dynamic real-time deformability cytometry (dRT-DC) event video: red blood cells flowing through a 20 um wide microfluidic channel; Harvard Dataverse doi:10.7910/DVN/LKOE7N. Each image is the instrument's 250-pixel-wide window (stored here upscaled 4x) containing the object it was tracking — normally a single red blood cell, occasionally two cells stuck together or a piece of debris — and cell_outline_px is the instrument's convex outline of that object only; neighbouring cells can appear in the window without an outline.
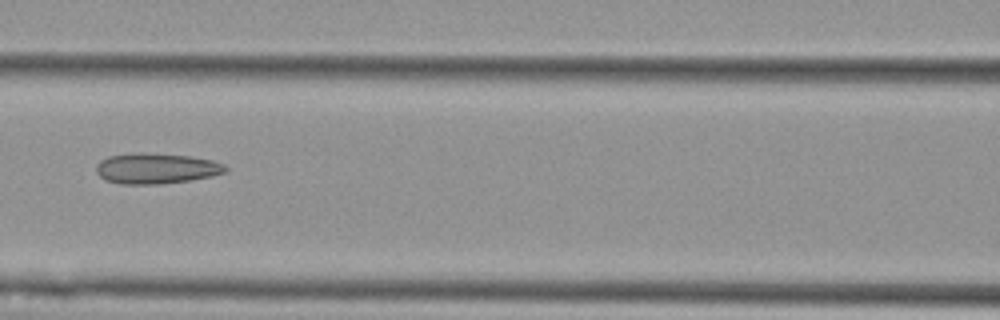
{"species": "Egyptian fruit bat (a non-hibernating species)", "species_latin": "Rousettus aegyptiacus", "temperature_condition": "cold", "stored_images_in_passage": 5, "camera_frame_rate_fps": 3000, "um_per_image_px": 0.085, "animal": {"sex": "female"}, "frame": {"image": 1, "passage_image": 3, "time_ms": 2.333, "image_size_px": [1000, 320], "cell_outline_px": [[228, 172], [212, 176], [188, 180], [160, 184], [120, 184], [104, 180], [96, 172], [96, 164], [100, 160], [108, 156], [136, 152], [140, 152], [188, 156], [212, 160], [224, 164], [228, 168]], "centroid_in_image_um": [13.26, 14.31], "position_along_channel_um": 153.3, "area_um2": 23.18}}
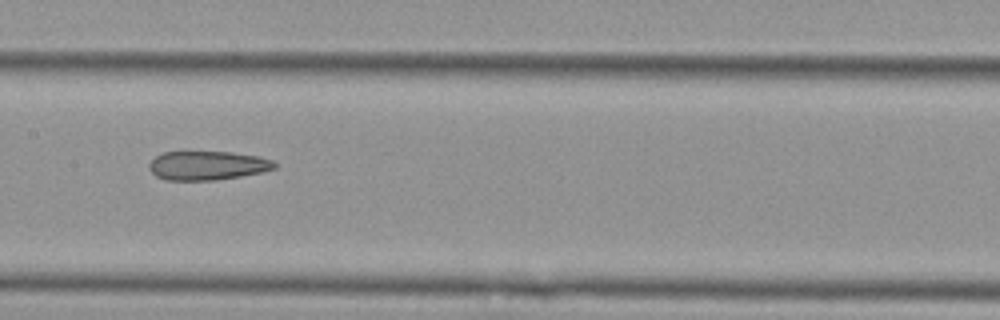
{"frame": {"image": 2, "passage_image": 4, "time_ms": 3.333, "image_size_px": [1000, 320], "cell_outline_px": [[276, 168], [264, 172], [216, 180], [164, 180], [156, 176], [148, 168], [148, 164], [156, 156], [164, 152], [232, 152], [260, 156], [272, 160], [276, 164]], "centroid_in_image_um": [17.64, 14.07], "position_along_channel_um": 189.8, "area_um2": 21.27}}
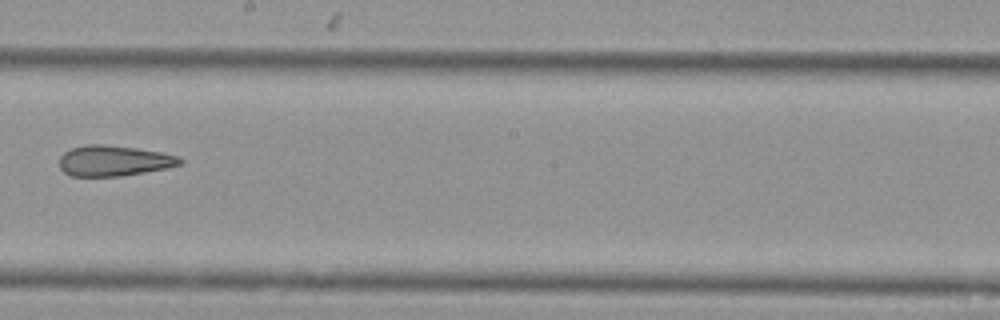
{"frame": {"image": 3, "passage_image": 5, "time_ms": 4.667, "image_size_px": [1000, 320], "cell_outline_px": [[184, 164], [168, 168], [120, 176], [72, 176], [64, 172], [60, 168], [60, 156], [64, 152], [72, 148], [84, 144], [104, 144], [136, 148], [160, 152], [180, 156], [184, 160]], "centroid_in_image_um": [9.71, 13.66], "position_along_channel_um": 238.5, "area_um2": 21.68}}